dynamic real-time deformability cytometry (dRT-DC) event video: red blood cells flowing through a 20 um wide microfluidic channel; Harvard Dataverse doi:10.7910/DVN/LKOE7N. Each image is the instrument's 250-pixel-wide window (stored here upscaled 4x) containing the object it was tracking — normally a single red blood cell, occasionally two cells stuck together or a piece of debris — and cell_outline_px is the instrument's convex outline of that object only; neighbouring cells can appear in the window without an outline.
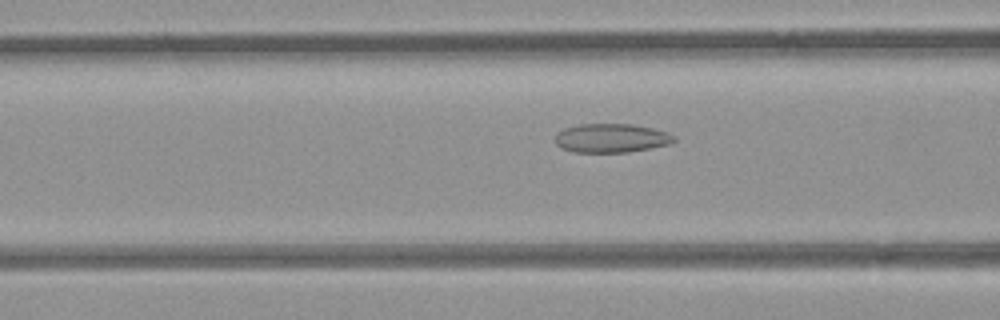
{"species": "common noctule bat (a hibernating species)", "species_latin": "Nyctalus noctula", "temperature_condition": "room temperature", "stored_images_in_passage": 53, "camera_frame_rate_fps": 3000, "um_per_image_px": 0.085, "animal": {"sex": "female", "body_mass_g": 21.9}, "frame": {"image": 1, "passage_image": 21, "time_ms": 6.667, "image_size_px": [1000, 320], "cell_outline_px": [[676, 140], [668, 144], [628, 152], [572, 152], [560, 148], [556, 144], [556, 132], [564, 128], [580, 124], [632, 124], [652, 128], [668, 132], [676, 136]], "centroid_in_image_um": [51.94, 11.73], "position_along_channel_um": 114.7, "area_um2": 20.06}}
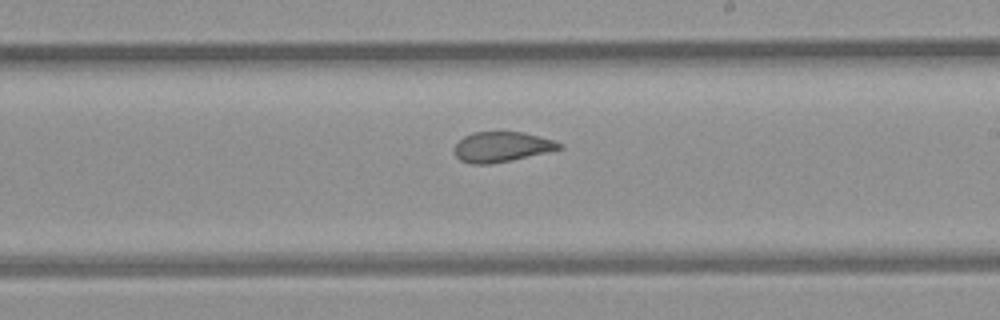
{"frame": {"image": 2, "passage_image": 31, "time_ms": 10.0, "image_size_px": [1000, 320], "cell_outline_px": [[564, 148], [512, 160], [492, 164], [472, 164], [460, 160], [456, 156], [452, 148], [464, 136], [472, 132], [524, 132], [552, 140], [564, 144]], "centroid_in_image_um": [42.63, 12.49], "position_along_channel_um": 246.4, "area_um2": 18.5}}
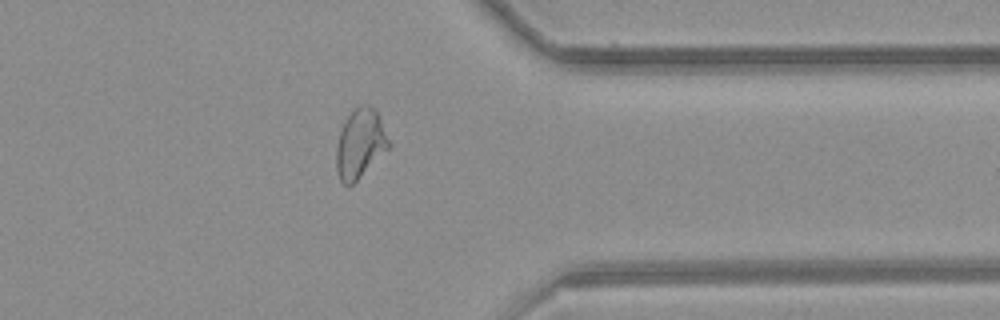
{"frame": {"image": 3, "passage_image": 42, "time_ms": 13.667, "image_size_px": [1000, 320], "cell_outline_px": [[392, 144], [352, 184], [344, 184], [340, 180], [336, 168], [336, 148], [340, 132], [344, 120], [360, 104], [368, 104], [380, 116]], "centroid_in_image_um": [30.62, 12.17], "position_along_channel_um": 380.8, "area_um2": 20.87}, "authors_computed_cell_mechanics": {"area_um2": 21.4438, "velocity_mm_per_s": 3.9375, "shape_relaxation_time_tau1_ms": null, "shape_relaxation_time_tau2_ms": 1.721, "deformation_change_tau1": null, "deformation_change_tau2": 0.0911}}